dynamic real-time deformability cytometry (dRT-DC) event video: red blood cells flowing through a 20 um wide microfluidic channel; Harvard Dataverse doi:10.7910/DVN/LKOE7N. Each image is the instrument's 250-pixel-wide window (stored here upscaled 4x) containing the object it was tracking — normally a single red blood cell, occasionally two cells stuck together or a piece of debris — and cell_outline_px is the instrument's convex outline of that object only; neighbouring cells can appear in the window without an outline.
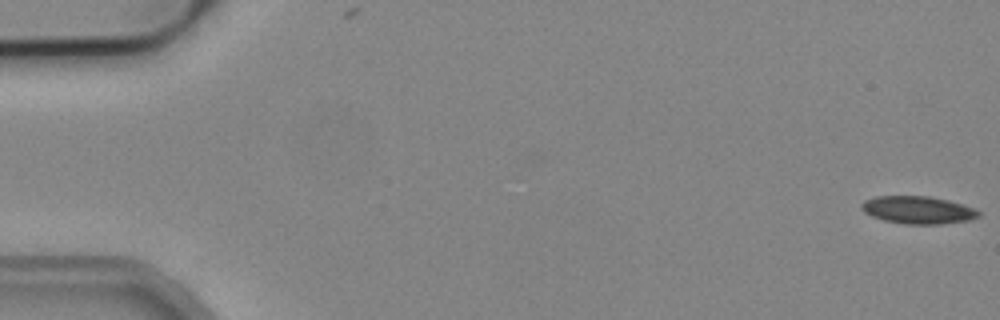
{"species": "common noctule bat (a hibernating species)", "species_latin": "Nyctalus noctula", "temperature_condition": "cold", "stored_images_in_passage": 5, "segment_of_instrument_passage": [2, 2], "camera_frame_rate_fps": 3000, "um_per_image_px": 0.085, "animal": {"sex": "male", "body_mass_g": 19.2, "forearm_length_mm": 51.8}, "frame": {"image": 1, "passage_image": 5, "time_ms": 1.333, "image_size_px": [1000, 320], "cell_outline_px": [[980, 216], [968, 220], [940, 224], [904, 224], [884, 220], [872, 216], [864, 212], [860, 208], [860, 204], [864, 200], [876, 196], [928, 196], [948, 200], [976, 208], [980, 212]], "centroid_in_image_um": [78.01, 17.84], "position_along_channel_um": 7.0, "area_um2": 18.9}}